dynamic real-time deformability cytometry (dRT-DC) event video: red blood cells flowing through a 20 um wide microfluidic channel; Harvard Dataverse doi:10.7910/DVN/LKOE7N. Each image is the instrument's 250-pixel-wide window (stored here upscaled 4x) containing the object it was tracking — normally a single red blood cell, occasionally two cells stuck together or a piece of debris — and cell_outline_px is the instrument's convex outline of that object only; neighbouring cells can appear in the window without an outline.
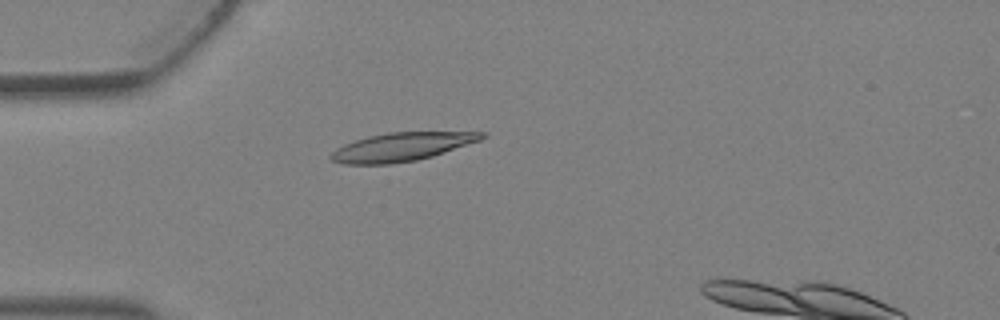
{"species": "Egyptian fruit bat (a non-hibernating species)", "species_latin": "Rousettus aegyptiacus", "temperature_condition": "warm", "stored_images_in_passage": 4, "camera_frame_rate_fps": 3000, "um_per_image_px": 0.085, "animal": {"sex": "female"}, "frame": {"image": 1, "passage_image": 3, "time_ms": 0.667, "image_size_px": [1000, 320], "cell_outline_px": [[488, 136], [480, 140], [432, 156], [416, 160], [392, 164], [344, 164], [332, 160], [328, 156], [336, 148], [344, 144], [368, 136], [388, 132], [488, 132]], "centroid_in_image_um": [34.13, 12.48], "position_along_channel_um": 50.9, "area_um2": 24.91}}